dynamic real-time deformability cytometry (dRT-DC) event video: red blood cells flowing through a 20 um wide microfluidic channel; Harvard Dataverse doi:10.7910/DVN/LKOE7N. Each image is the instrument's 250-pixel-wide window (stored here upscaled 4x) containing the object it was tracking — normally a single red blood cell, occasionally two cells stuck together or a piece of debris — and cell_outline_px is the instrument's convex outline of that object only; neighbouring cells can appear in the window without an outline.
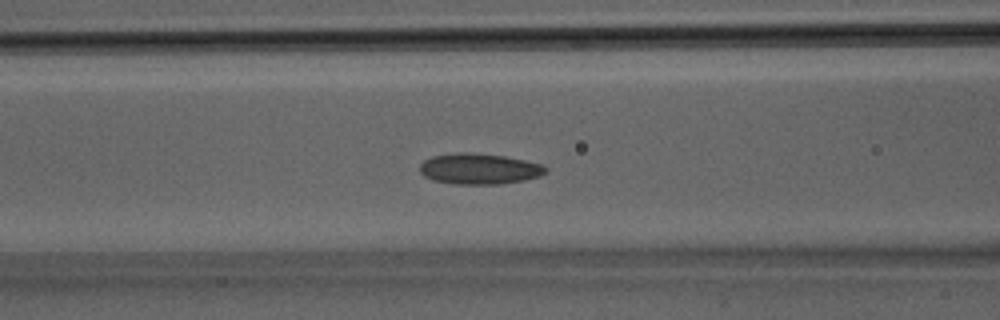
{"species": "Egyptian fruit bat (a non-hibernating species)", "species_latin": "Rousettus aegyptiacus", "temperature_condition": "room temperature", "stored_images_in_passage": 27, "camera_frame_rate_fps": 3000, "um_per_image_px": 0.085, "animal": {"sex": "male"}, "frame": {"image": 1, "passage_image": 8, "time_ms": 2.333, "image_size_px": [1000, 320], "cell_outline_px": [[548, 172], [540, 176], [524, 180], [500, 184], [456, 184], [432, 180], [424, 176], [420, 172], [420, 164], [424, 160], [432, 156], [456, 152], [472, 152], [504, 156], [544, 164], [548, 168]], "centroid_in_image_um": [40.75, 14.34], "position_along_channel_um": 125.8, "area_um2": 22.83}}
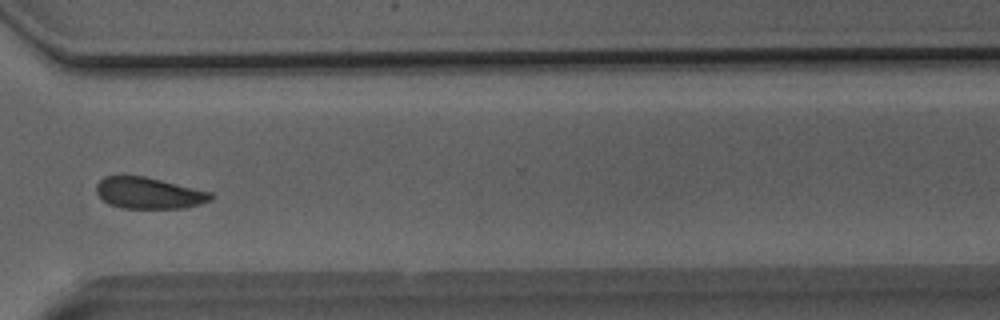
{"frame": {"image": 2, "passage_image": 19, "time_ms": 6.0, "image_size_px": [1000, 320], "cell_outline_px": [[216, 196], [212, 200], [200, 204], [184, 208], [120, 208], [108, 204], [96, 192], [96, 184], [104, 176], [144, 176], [212, 192]], "centroid_in_image_um": [12.67, 16.42], "position_along_channel_um": 357.9, "area_um2": 20.98}}
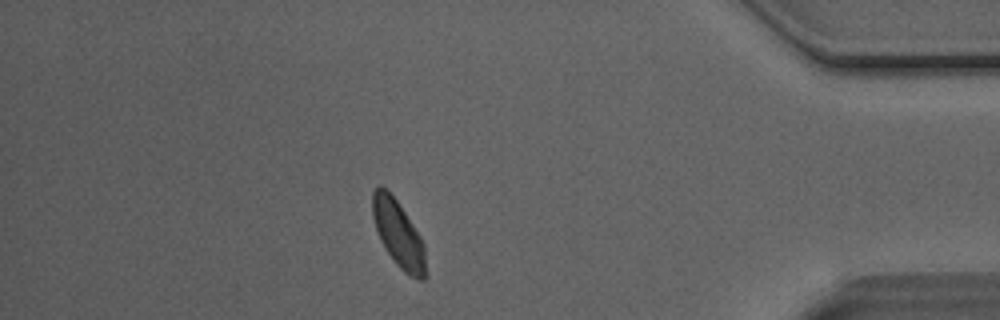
{"frame": {"image": 3, "passage_image": 23, "time_ms": 7.333, "image_size_px": [1000, 320], "cell_outline_px": [[428, 276], [424, 280], [420, 280], [408, 276], [396, 264], [380, 240], [372, 216], [372, 192], [376, 184], [380, 184], [396, 200], [420, 236], [424, 244]], "centroid_in_image_um": [33.88, 19.93], "position_along_channel_um": 401.3, "area_um2": 20.75}}